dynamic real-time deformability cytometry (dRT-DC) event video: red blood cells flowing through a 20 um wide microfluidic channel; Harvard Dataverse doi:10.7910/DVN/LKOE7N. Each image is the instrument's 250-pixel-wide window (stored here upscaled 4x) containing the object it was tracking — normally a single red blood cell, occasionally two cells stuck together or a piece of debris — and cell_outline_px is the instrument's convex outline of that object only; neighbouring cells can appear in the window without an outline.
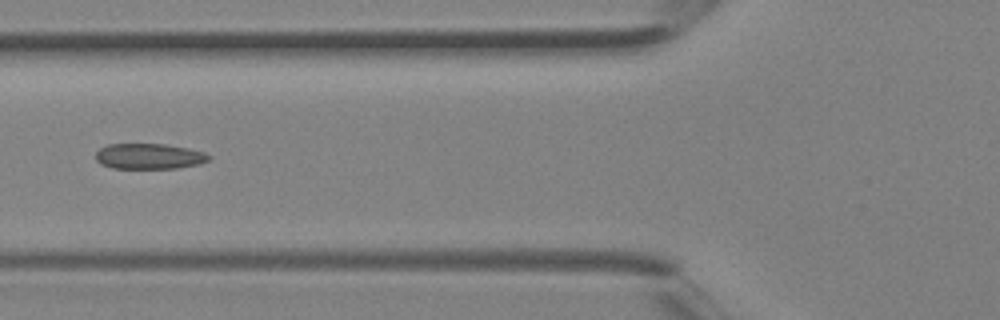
{"species": "Egyptian fruit bat (a non-hibernating species)", "species_latin": "Rousettus aegyptiacus", "temperature_condition": "room temperature", "stored_images_in_passage": 3, "camera_frame_rate_fps": 3000, "um_per_image_px": 0.085, "animal": {"sex": "female"}, "frame": {"image": 1, "passage_image": 3, "time_ms": 0.667, "image_size_px": [1000, 320], "cell_outline_px": [[212, 156], [208, 160], [200, 164], [176, 168], [112, 168], [100, 164], [96, 160], [96, 152], [100, 148], [108, 144], [164, 144], [188, 148], [204, 152]], "centroid_in_image_um": [12.67, 13.28], "position_along_channel_um": 113.1, "area_um2": 16.88}}